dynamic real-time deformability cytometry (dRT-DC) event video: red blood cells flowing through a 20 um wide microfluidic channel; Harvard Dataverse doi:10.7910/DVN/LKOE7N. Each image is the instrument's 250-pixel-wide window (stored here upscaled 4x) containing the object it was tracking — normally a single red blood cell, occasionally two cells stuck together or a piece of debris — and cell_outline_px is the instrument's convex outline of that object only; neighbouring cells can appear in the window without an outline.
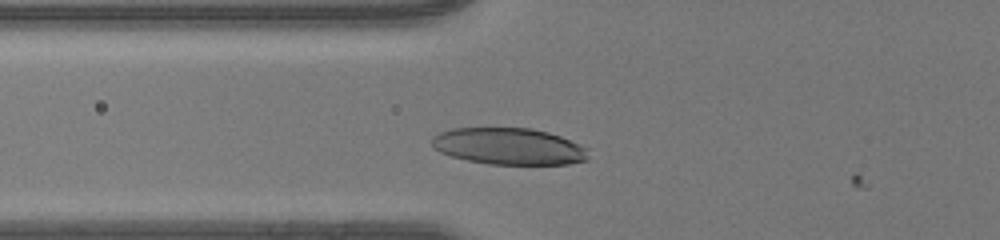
{"species": "human", "species_latin": "Homo sapiens", "temperature_condition": "room temperature", "stored_images_in_passage": 24, "camera_frame_rate_fps": 3000, "um_per_image_px": 0.085, "donor": {"sex": "male"}, "frame": {"image": 1, "passage_image": 4, "time_ms": 1.0, "image_size_px": [1000, 240], "cell_outline_px": [[576, 160], [556, 164], [504, 164], [480, 160], [472, 128], [516, 128], [540, 132], [556, 136], [572, 144]], "centroid_in_image_um": [44.33, 12.48], "position_along_channel_um": 81.5, "area_um2": 22.14}}
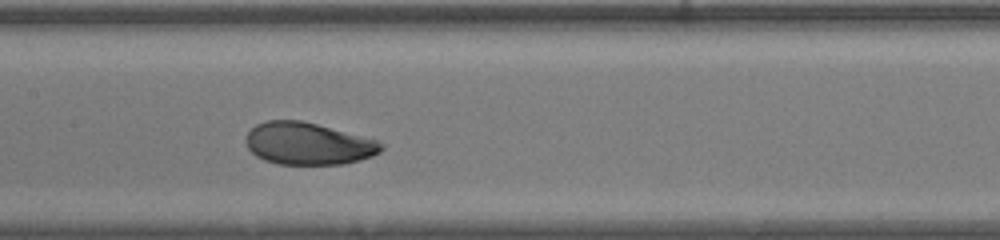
{"frame": {"image": 2, "passage_image": 11, "time_ms": 3.333, "image_size_px": [1000, 240], "cell_outline_px": [[380, 148], [376, 152], [352, 160], [320, 164], [292, 164], [272, 160], [256, 152], [252, 148], [288, 124], [312, 124], [324, 128]], "centroid_in_image_um": [26.5, 12.4], "position_along_channel_um": 180.9, "area_um2": 24.16}}
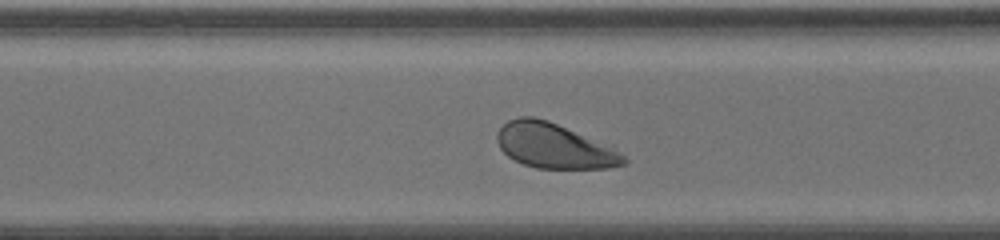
{"frame": {"image": 3, "passage_image": 21, "time_ms": 6.667, "image_size_px": [1000, 240], "cell_outline_px": [[616, 164], [588, 168], [548, 168], [528, 164], [512, 156], [504, 148], [516, 120], [540, 120], [552, 124], [576, 136]], "centroid_in_image_um": [46.87, 12.5], "position_along_channel_um": 323.7, "area_um2": 24.51}}